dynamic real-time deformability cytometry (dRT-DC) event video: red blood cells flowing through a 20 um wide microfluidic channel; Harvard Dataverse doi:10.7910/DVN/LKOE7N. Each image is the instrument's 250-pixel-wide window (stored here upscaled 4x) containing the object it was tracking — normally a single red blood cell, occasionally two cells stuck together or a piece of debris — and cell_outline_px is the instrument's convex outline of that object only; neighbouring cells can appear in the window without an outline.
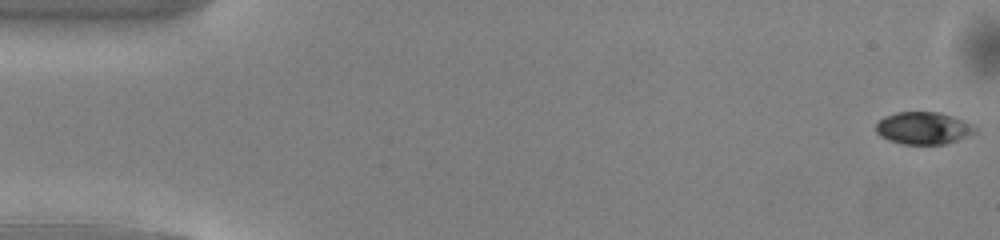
{"species": "common noctule bat (a hibernating species)", "species_latin": "Nyctalus noctula", "temperature_condition": "warm", "stored_images_in_passage": 50, "camera_frame_rate_fps": 3000, "um_per_image_px": 0.085, "animal": {"sex": "male", "body_mass_g": 13.0, "forearm_length_mm": 53.1}, "frame": {"image": 1, "passage_image": 1, "time_ms": 0.0, "image_size_px": [1000, 240], "cell_outline_px": [[976, 132], [956, 140], [944, 144], [904, 144], [888, 140], [880, 136], [876, 132], [876, 124], [884, 116], [896, 112], [940, 112], [972, 124], [976, 128]], "centroid_in_image_um": [78.45, 10.89], "position_along_channel_um": 6.6, "area_um2": 18.5}}
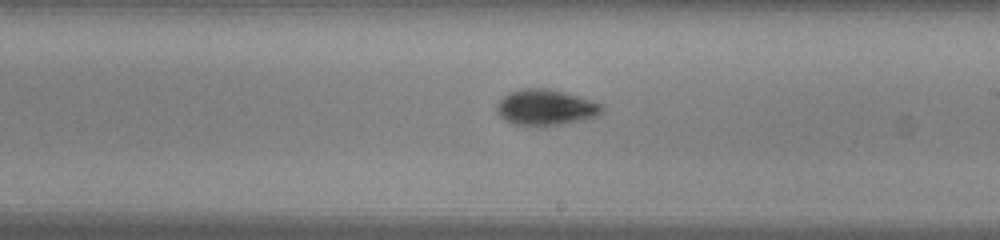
{"frame": {"image": 2, "passage_image": 29, "time_ms": 9.333, "image_size_px": [1000, 240], "cell_outline_px": [[604, 112], [596, 116], [584, 120], [560, 124], [512, 124], [504, 120], [496, 112], [496, 104], [508, 92], [520, 88], [548, 88], [564, 92], [604, 104]], "centroid_in_image_um": [46.39, 9.1], "position_along_channel_um": 242.6, "area_um2": 21.91}}
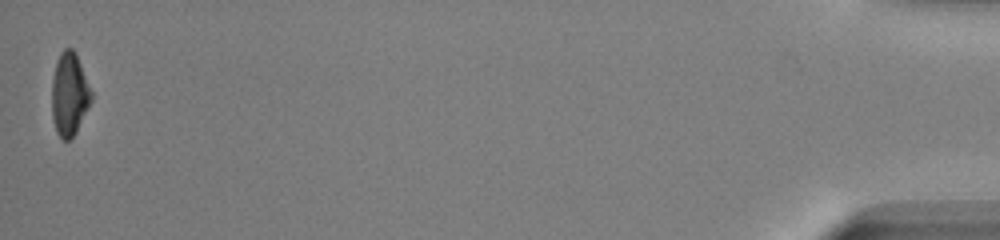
{"frame": {"image": 3, "passage_image": 50, "time_ms": 16.333, "image_size_px": [1000, 240], "cell_outline_px": [[92, 100], [76, 132], [68, 140], [64, 140], [56, 132], [52, 116], [52, 80], [56, 60], [60, 52], [64, 48], [72, 48], [76, 52], [92, 92]], "centroid_in_image_um": [5.89, 7.97], "position_along_channel_um": 429.3, "area_um2": 19.13}, "authors_computed_cell_mechanics": {"area_um2": 19.6231, "velocity_mm_per_s": 4.1108, "shape_relaxation_time_tau1_ms": 2.1419, "shape_relaxation_time_tau2_ms": 3.348, "deformation_change_tau1": 0.1199, "deformation_change_tau2": 0.084}}